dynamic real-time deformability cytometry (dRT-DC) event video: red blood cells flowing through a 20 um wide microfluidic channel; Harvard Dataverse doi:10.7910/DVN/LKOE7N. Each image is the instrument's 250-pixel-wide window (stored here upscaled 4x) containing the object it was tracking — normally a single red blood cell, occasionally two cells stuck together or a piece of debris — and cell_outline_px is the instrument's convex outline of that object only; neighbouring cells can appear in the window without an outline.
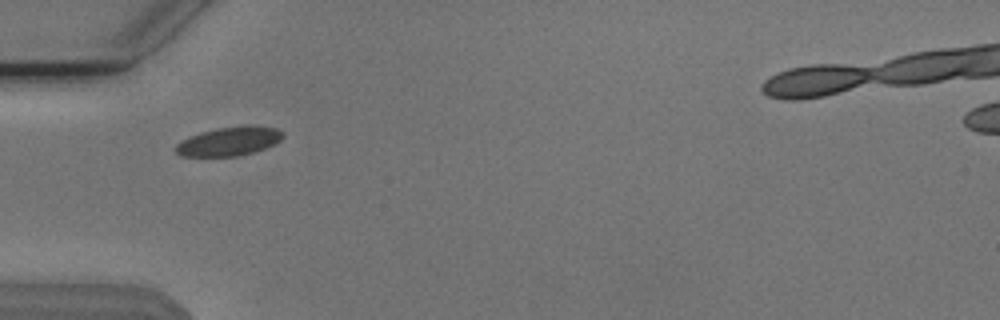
{"species": "Egyptian fruit bat (a non-hibernating species)", "species_latin": "Rousettus aegyptiacus", "temperature_condition": "cold", "stored_images_in_passage": 35, "camera_frame_rate_fps": 3000, "um_per_image_px": 0.085, "animal": {"sex": "male"}, "frame": {"image": 1, "passage_image": 1, "time_ms": 0.0, "image_size_px": [1000, 320], "cell_outline_px": [[284, 136], [280, 140], [264, 148], [252, 152], [236, 156], [180, 156], [172, 148], [176, 144], [188, 136], [200, 132], [216, 128], [276, 128], [284, 132]], "centroid_in_image_um": [19.36, 12.05], "position_along_channel_um": 65.6, "area_um2": 17.34}}
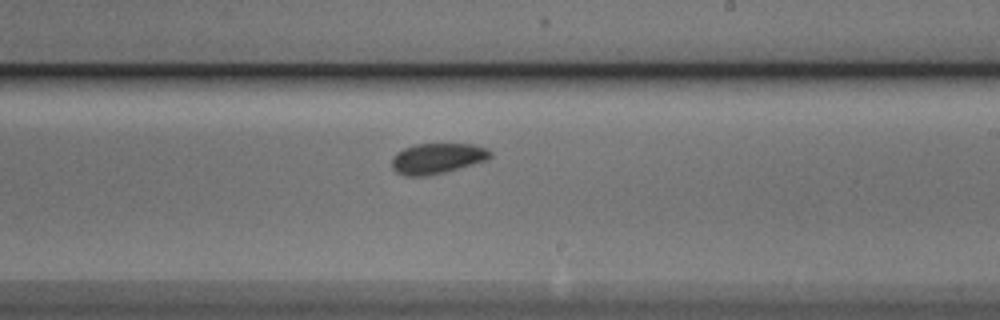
{"frame": {"image": 2, "passage_image": 16, "time_ms": 5.0, "image_size_px": [1000, 320], "cell_outline_px": [[492, 156], [488, 160], [444, 172], [428, 176], [404, 176], [396, 172], [392, 168], [392, 156], [396, 152], [404, 148], [416, 144], [472, 144], [488, 148], [492, 152]], "centroid_in_image_um": [37.16, 13.46], "position_along_channel_um": 251.8, "area_um2": 17.69}}
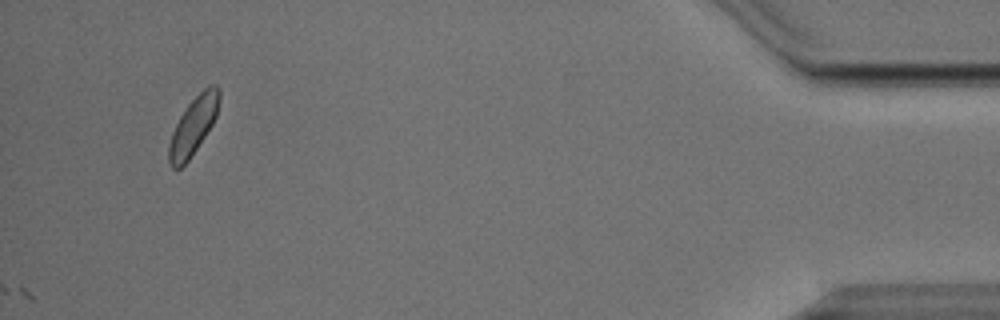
{"frame": {"image": 3, "passage_image": 35, "time_ms": 11.333, "image_size_px": [1000, 320], "cell_outline_px": [[220, 100], [216, 116], [212, 124], [188, 160], [180, 168], [172, 168], [168, 160], [168, 148], [172, 132], [180, 116], [188, 104], [208, 84], [216, 84], [220, 88]], "centroid_in_image_um": [16.44, 10.65], "position_along_channel_um": 418.8, "area_um2": 16.65}, "authors_computed_cell_mechanics": {"area_um2": 17.2822, "velocity_mm_per_s": 3.7599, "shape_relaxation_time_tau1_ms": 2.2376, "shape_relaxation_time_tau2_ms": 0.8207, "deformation_change_tau1": 0.0533, "deformation_change_tau2": 0.0561}}